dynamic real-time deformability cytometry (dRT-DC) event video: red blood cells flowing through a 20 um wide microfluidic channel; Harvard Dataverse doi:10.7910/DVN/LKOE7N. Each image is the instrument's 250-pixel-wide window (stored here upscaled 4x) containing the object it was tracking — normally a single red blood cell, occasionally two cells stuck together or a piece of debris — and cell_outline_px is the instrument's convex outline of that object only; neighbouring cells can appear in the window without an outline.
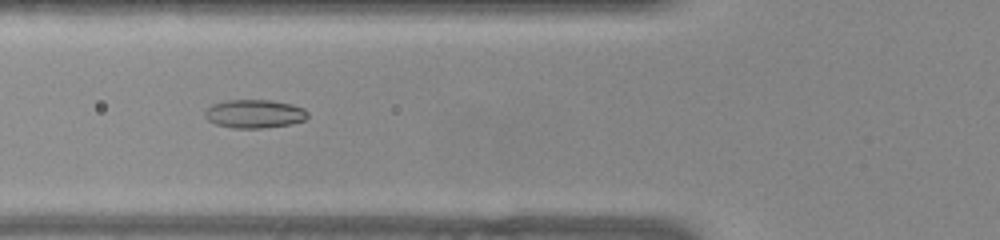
{"species": "common noctule bat (a hibernating species)", "species_latin": "Nyctalus noctula", "temperature_condition": "warm", "stored_images_in_passage": 12, "camera_frame_rate_fps": 3000, "um_per_image_px": 0.085, "animal": {"sex": "female", "body_mass_g": 22.0, "forearm_length_mm": 56.7}, "frame": {"image": 1, "passage_image": 3, "time_ms": 0.667, "image_size_px": [1000, 240], "cell_outline_px": [[308, 116], [304, 120], [292, 124], [260, 128], [232, 128], [216, 124], [208, 120], [204, 116], [204, 112], [212, 104], [228, 100], [268, 100], [292, 104], [304, 108], [308, 112]], "centroid_in_image_um": [21.63, 9.67], "position_along_channel_um": 104.2, "area_um2": 17.05}}